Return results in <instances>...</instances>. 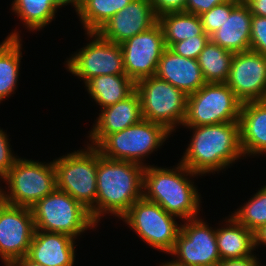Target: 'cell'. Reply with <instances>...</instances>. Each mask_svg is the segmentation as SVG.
I'll use <instances>...</instances> for the list:
<instances>
[{"label":"cell","mask_w":266,"mask_h":266,"mask_svg":"<svg viewBox=\"0 0 266 266\" xmlns=\"http://www.w3.org/2000/svg\"><path fill=\"white\" fill-rule=\"evenodd\" d=\"M239 2L240 0H228L199 15L204 32L209 37L216 32L225 21L226 16H230L231 10Z\"/></svg>","instance_id":"obj_30"},{"label":"cell","mask_w":266,"mask_h":266,"mask_svg":"<svg viewBox=\"0 0 266 266\" xmlns=\"http://www.w3.org/2000/svg\"><path fill=\"white\" fill-rule=\"evenodd\" d=\"M2 180L7 186L6 190L0 186L4 203L13 206L31 208L57 188L53 161L39 162L19 156Z\"/></svg>","instance_id":"obj_5"},{"label":"cell","mask_w":266,"mask_h":266,"mask_svg":"<svg viewBox=\"0 0 266 266\" xmlns=\"http://www.w3.org/2000/svg\"><path fill=\"white\" fill-rule=\"evenodd\" d=\"M171 134L165 126L142 119L122 131L107 135L95 148L106 158L146 167L145 157L157 151Z\"/></svg>","instance_id":"obj_7"},{"label":"cell","mask_w":266,"mask_h":266,"mask_svg":"<svg viewBox=\"0 0 266 266\" xmlns=\"http://www.w3.org/2000/svg\"><path fill=\"white\" fill-rule=\"evenodd\" d=\"M53 162L57 189L80 202L96 223L98 150L86 145L84 149L53 159Z\"/></svg>","instance_id":"obj_4"},{"label":"cell","mask_w":266,"mask_h":266,"mask_svg":"<svg viewBox=\"0 0 266 266\" xmlns=\"http://www.w3.org/2000/svg\"><path fill=\"white\" fill-rule=\"evenodd\" d=\"M233 56V52L209 40L197 58L206 83H225L229 76Z\"/></svg>","instance_id":"obj_28"},{"label":"cell","mask_w":266,"mask_h":266,"mask_svg":"<svg viewBox=\"0 0 266 266\" xmlns=\"http://www.w3.org/2000/svg\"><path fill=\"white\" fill-rule=\"evenodd\" d=\"M11 5V11L29 31L42 30L56 18L58 9L64 7L59 0H14Z\"/></svg>","instance_id":"obj_25"},{"label":"cell","mask_w":266,"mask_h":266,"mask_svg":"<svg viewBox=\"0 0 266 266\" xmlns=\"http://www.w3.org/2000/svg\"><path fill=\"white\" fill-rule=\"evenodd\" d=\"M255 249L260 245H266V224L254 232Z\"/></svg>","instance_id":"obj_38"},{"label":"cell","mask_w":266,"mask_h":266,"mask_svg":"<svg viewBox=\"0 0 266 266\" xmlns=\"http://www.w3.org/2000/svg\"><path fill=\"white\" fill-rule=\"evenodd\" d=\"M92 38L83 48L67 58L65 68L86 84L101 75L126 74L120 44L101 38L96 32L85 33Z\"/></svg>","instance_id":"obj_11"},{"label":"cell","mask_w":266,"mask_h":266,"mask_svg":"<svg viewBox=\"0 0 266 266\" xmlns=\"http://www.w3.org/2000/svg\"><path fill=\"white\" fill-rule=\"evenodd\" d=\"M177 217L144 197L133 203L121 218L151 248L170 254L181 230Z\"/></svg>","instance_id":"obj_10"},{"label":"cell","mask_w":266,"mask_h":266,"mask_svg":"<svg viewBox=\"0 0 266 266\" xmlns=\"http://www.w3.org/2000/svg\"><path fill=\"white\" fill-rule=\"evenodd\" d=\"M210 40L208 35L192 36L186 40L175 43L170 49L177 55L197 59L205 45Z\"/></svg>","instance_id":"obj_31"},{"label":"cell","mask_w":266,"mask_h":266,"mask_svg":"<svg viewBox=\"0 0 266 266\" xmlns=\"http://www.w3.org/2000/svg\"><path fill=\"white\" fill-rule=\"evenodd\" d=\"M89 131L87 145L96 147L107 135L122 131L129 126L139 123L143 117L141 102L138 92L135 90L130 96L107 106L101 110Z\"/></svg>","instance_id":"obj_17"},{"label":"cell","mask_w":266,"mask_h":266,"mask_svg":"<svg viewBox=\"0 0 266 266\" xmlns=\"http://www.w3.org/2000/svg\"><path fill=\"white\" fill-rule=\"evenodd\" d=\"M166 47L197 35H207L204 32L200 16L188 12H172L158 17Z\"/></svg>","instance_id":"obj_26"},{"label":"cell","mask_w":266,"mask_h":266,"mask_svg":"<svg viewBox=\"0 0 266 266\" xmlns=\"http://www.w3.org/2000/svg\"><path fill=\"white\" fill-rule=\"evenodd\" d=\"M169 168L154 165L144 168L143 197L182 221L199 217L202 197L190 177L200 175L180 162L175 168Z\"/></svg>","instance_id":"obj_2"},{"label":"cell","mask_w":266,"mask_h":266,"mask_svg":"<svg viewBox=\"0 0 266 266\" xmlns=\"http://www.w3.org/2000/svg\"><path fill=\"white\" fill-rule=\"evenodd\" d=\"M22 40L14 30L0 43V103L17 89L22 59Z\"/></svg>","instance_id":"obj_23"},{"label":"cell","mask_w":266,"mask_h":266,"mask_svg":"<svg viewBox=\"0 0 266 266\" xmlns=\"http://www.w3.org/2000/svg\"><path fill=\"white\" fill-rule=\"evenodd\" d=\"M157 17L172 12H185L186 0H150Z\"/></svg>","instance_id":"obj_34"},{"label":"cell","mask_w":266,"mask_h":266,"mask_svg":"<svg viewBox=\"0 0 266 266\" xmlns=\"http://www.w3.org/2000/svg\"><path fill=\"white\" fill-rule=\"evenodd\" d=\"M155 76L169 82L186 96L197 92L206 84L197 59L177 55L168 47L158 61Z\"/></svg>","instance_id":"obj_19"},{"label":"cell","mask_w":266,"mask_h":266,"mask_svg":"<svg viewBox=\"0 0 266 266\" xmlns=\"http://www.w3.org/2000/svg\"><path fill=\"white\" fill-rule=\"evenodd\" d=\"M242 102L226 83H206L187 96L182 126H205L239 121Z\"/></svg>","instance_id":"obj_8"},{"label":"cell","mask_w":266,"mask_h":266,"mask_svg":"<svg viewBox=\"0 0 266 266\" xmlns=\"http://www.w3.org/2000/svg\"><path fill=\"white\" fill-rule=\"evenodd\" d=\"M174 249L170 255L188 266H217L219 255L216 228L200 217L183 221ZM176 256V257H175Z\"/></svg>","instance_id":"obj_12"},{"label":"cell","mask_w":266,"mask_h":266,"mask_svg":"<svg viewBox=\"0 0 266 266\" xmlns=\"http://www.w3.org/2000/svg\"><path fill=\"white\" fill-rule=\"evenodd\" d=\"M144 120L165 126L174 132L182 126L186 114L187 96L169 82L156 76L136 82Z\"/></svg>","instance_id":"obj_9"},{"label":"cell","mask_w":266,"mask_h":266,"mask_svg":"<svg viewBox=\"0 0 266 266\" xmlns=\"http://www.w3.org/2000/svg\"><path fill=\"white\" fill-rule=\"evenodd\" d=\"M158 22L150 0H133L96 32L101 38L121 44Z\"/></svg>","instance_id":"obj_16"},{"label":"cell","mask_w":266,"mask_h":266,"mask_svg":"<svg viewBox=\"0 0 266 266\" xmlns=\"http://www.w3.org/2000/svg\"><path fill=\"white\" fill-rule=\"evenodd\" d=\"M64 6L70 5V0H59Z\"/></svg>","instance_id":"obj_43"},{"label":"cell","mask_w":266,"mask_h":266,"mask_svg":"<svg viewBox=\"0 0 266 266\" xmlns=\"http://www.w3.org/2000/svg\"><path fill=\"white\" fill-rule=\"evenodd\" d=\"M84 87L103 109L130 96L136 90V83L126 74L101 75L90 79Z\"/></svg>","instance_id":"obj_24"},{"label":"cell","mask_w":266,"mask_h":266,"mask_svg":"<svg viewBox=\"0 0 266 266\" xmlns=\"http://www.w3.org/2000/svg\"><path fill=\"white\" fill-rule=\"evenodd\" d=\"M31 210L35 230L64 233L77 239L85 231L98 227L88 209L57 188L40 199Z\"/></svg>","instance_id":"obj_6"},{"label":"cell","mask_w":266,"mask_h":266,"mask_svg":"<svg viewBox=\"0 0 266 266\" xmlns=\"http://www.w3.org/2000/svg\"><path fill=\"white\" fill-rule=\"evenodd\" d=\"M144 166L113 160L98 151L96 224L106 214L121 219L143 197Z\"/></svg>","instance_id":"obj_3"},{"label":"cell","mask_w":266,"mask_h":266,"mask_svg":"<svg viewBox=\"0 0 266 266\" xmlns=\"http://www.w3.org/2000/svg\"><path fill=\"white\" fill-rule=\"evenodd\" d=\"M243 4L248 5L249 7L257 0H240Z\"/></svg>","instance_id":"obj_42"},{"label":"cell","mask_w":266,"mask_h":266,"mask_svg":"<svg viewBox=\"0 0 266 266\" xmlns=\"http://www.w3.org/2000/svg\"><path fill=\"white\" fill-rule=\"evenodd\" d=\"M239 124L244 157L266 154V100L242 103Z\"/></svg>","instance_id":"obj_20"},{"label":"cell","mask_w":266,"mask_h":266,"mask_svg":"<svg viewBox=\"0 0 266 266\" xmlns=\"http://www.w3.org/2000/svg\"><path fill=\"white\" fill-rule=\"evenodd\" d=\"M159 266H188L185 265L183 263L178 262L175 258L173 260H169V261H165V263L163 262L162 264H160Z\"/></svg>","instance_id":"obj_40"},{"label":"cell","mask_w":266,"mask_h":266,"mask_svg":"<svg viewBox=\"0 0 266 266\" xmlns=\"http://www.w3.org/2000/svg\"><path fill=\"white\" fill-rule=\"evenodd\" d=\"M133 0H85L75 11L86 33L97 32Z\"/></svg>","instance_id":"obj_27"},{"label":"cell","mask_w":266,"mask_h":266,"mask_svg":"<svg viewBox=\"0 0 266 266\" xmlns=\"http://www.w3.org/2000/svg\"><path fill=\"white\" fill-rule=\"evenodd\" d=\"M4 202L3 196H2V191L0 187V205Z\"/></svg>","instance_id":"obj_44"},{"label":"cell","mask_w":266,"mask_h":266,"mask_svg":"<svg viewBox=\"0 0 266 266\" xmlns=\"http://www.w3.org/2000/svg\"><path fill=\"white\" fill-rule=\"evenodd\" d=\"M228 0H186L185 12L195 15L209 11L216 5H220Z\"/></svg>","instance_id":"obj_35"},{"label":"cell","mask_w":266,"mask_h":266,"mask_svg":"<svg viewBox=\"0 0 266 266\" xmlns=\"http://www.w3.org/2000/svg\"><path fill=\"white\" fill-rule=\"evenodd\" d=\"M8 266H44L39 263L33 262L26 256L13 260Z\"/></svg>","instance_id":"obj_39"},{"label":"cell","mask_w":266,"mask_h":266,"mask_svg":"<svg viewBox=\"0 0 266 266\" xmlns=\"http://www.w3.org/2000/svg\"><path fill=\"white\" fill-rule=\"evenodd\" d=\"M34 231L31 208L0 205V260L4 266L27 255Z\"/></svg>","instance_id":"obj_14"},{"label":"cell","mask_w":266,"mask_h":266,"mask_svg":"<svg viewBox=\"0 0 266 266\" xmlns=\"http://www.w3.org/2000/svg\"><path fill=\"white\" fill-rule=\"evenodd\" d=\"M8 137L7 133L0 128V182L7 175L18 158L17 155L12 152L13 150L10 147L11 145Z\"/></svg>","instance_id":"obj_33"},{"label":"cell","mask_w":266,"mask_h":266,"mask_svg":"<svg viewBox=\"0 0 266 266\" xmlns=\"http://www.w3.org/2000/svg\"><path fill=\"white\" fill-rule=\"evenodd\" d=\"M224 226L216 228V239L221 260L254 256V232L241 225L232 215L225 218Z\"/></svg>","instance_id":"obj_22"},{"label":"cell","mask_w":266,"mask_h":266,"mask_svg":"<svg viewBox=\"0 0 266 266\" xmlns=\"http://www.w3.org/2000/svg\"><path fill=\"white\" fill-rule=\"evenodd\" d=\"M75 240L64 233L35 230L26 257L44 266H73Z\"/></svg>","instance_id":"obj_18"},{"label":"cell","mask_w":266,"mask_h":266,"mask_svg":"<svg viewBox=\"0 0 266 266\" xmlns=\"http://www.w3.org/2000/svg\"><path fill=\"white\" fill-rule=\"evenodd\" d=\"M260 264L259 258L256 254L241 259H227L221 260L217 266H258Z\"/></svg>","instance_id":"obj_36"},{"label":"cell","mask_w":266,"mask_h":266,"mask_svg":"<svg viewBox=\"0 0 266 266\" xmlns=\"http://www.w3.org/2000/svg\"><path fill=\"white\" fill-rule=\"evenodd\" d=\"M252 15L266 17V0H257L250 6Z\"/></svg>","instance_id":"obj_37"},{"label":"cell","mask_w":266,"mask_h":266,"mask_svg":"<svg viewBox=\"0 0 266 266\" xmlns=\"http://www.w3.org/2000/svg\"><path fill=\"white\" fill-rule=\"evenodd\" d=\"M225 83L242 103L266 100V56L252 50L235 53Z\"/></svg>","instance_id":"obj_15"},{"label":"cell","mask_w":266,"mask_h":266,"mask_svg":"<svg viewBox=\"0 0 266 266\" xmlns=\"http://www.w3.org/2000/svg\"><path fill=\"white\" fill-rule=\"evenodd\" d=\"M85 0H70V5L75 7L76 9L79 5H81Z\"/></svg>","instance_id":"obj_41"},{"label":"cell","mask_w":266,"mask_h":266,"mask_svg":"<svg viewBox=\"0 0 266 266\" xmlns=\"http://www.w3.org/2000/svg\"><path fill=\"white\" fill-rule=\"evenodd\" d=\"M126 75L135 83L155 76L158 61L167 48L161 26H154L120 44Z\"/></svg>","instance_id":"obj_13"},{"label":"cell","mask_w":266,"mask_h":266,"mask_svg":"<svg viewBox=\"0 0 266 266\" xmlns=\"http://www.w3.org/2000/svg\"><path fill=\"white\" fill-rule=\"evenodd\" d=\"M252 16L250 7L240 1L210 40L234 54L249 51Z\"/></svg>","instance_id":"obj_21"},{"label":"cell","mask_w":266,"mask_h":266,"mask_svg":"<svg viewBox=\"0 0 266 266\" xmlns=\"http://www.w3.org/2000/svg\"><path fill=\"white\" fill-rule=\"evenodd\" d=\"M250 50L266 56V17L252 16Z\"/></svg>","instance_id":"obj_32"},{"label":"cell","mask_w":266,"mask_h":266,"mask_svg":"<svg viewBox=\"0 0 266 266\" xmlns=\"http://www.w3.org/2000/svg\"><path fill=\"white\" fill-rule=\"evenodd\" d=\"M184 127L193 130V134L179 162L191 172L201 176L218 174L238 159H244L239 121Z\"/></svg>","instance_id":"obj_1"},{"label":"cell","mask_w":266,"mask_h":266,"mask_svg":"<svg viewBox=\"0 0 266 266\" xmlns=\"http://www.w3.org/2000/svg\"><path fill=\"white\" fill-rule=\"evenodd\" d=\"M241 225L256 232L266 224V185L231 214Z\"/></svg>","instance_id":"obj_29"}]
</instances>
